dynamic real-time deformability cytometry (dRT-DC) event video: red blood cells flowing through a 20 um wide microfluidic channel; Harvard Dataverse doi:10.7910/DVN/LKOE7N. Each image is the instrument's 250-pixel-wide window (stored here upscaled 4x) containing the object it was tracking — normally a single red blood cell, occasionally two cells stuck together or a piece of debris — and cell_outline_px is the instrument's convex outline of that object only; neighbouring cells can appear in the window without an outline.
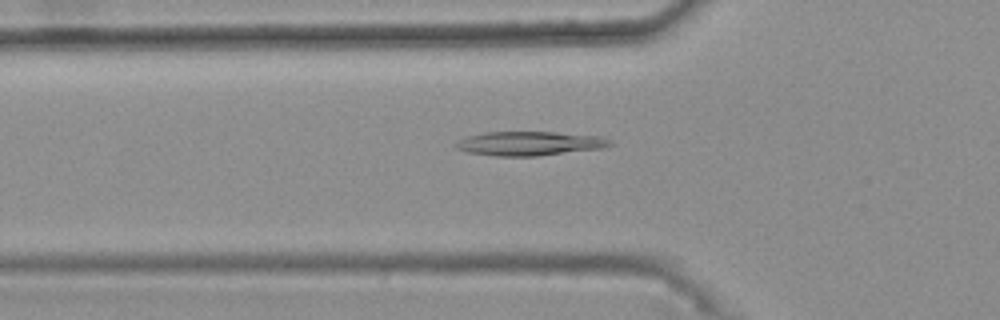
{"species": "common noctule bat (a hibernating species)", "species_latin": "Nyctalus noctula", "temperature_condition": "warm", "stored_images_in_passage": 48, "camera_frame_rate_fps": 3000, "um_per_image_px": 0.085, "animal": {"sex": "female", "body_mass_g": 25.1}, "frame": {"image": 1, "passage_image": 18, "time_ms": 5.667, "image_size_px": [1000, 320], "cell_outline_px": [[616, 144], [604, 148], [536, 156], [496, 156], [468, 152], [456, 148], [456, 144], [460, 140], [468, 136], [484, 132], [556, 132], [600, 136], [612, 140]], "centroid_in_image_um": [45.09, 12.19], "position_along_channel_um": 80.7, "area_um2": 21.68}}
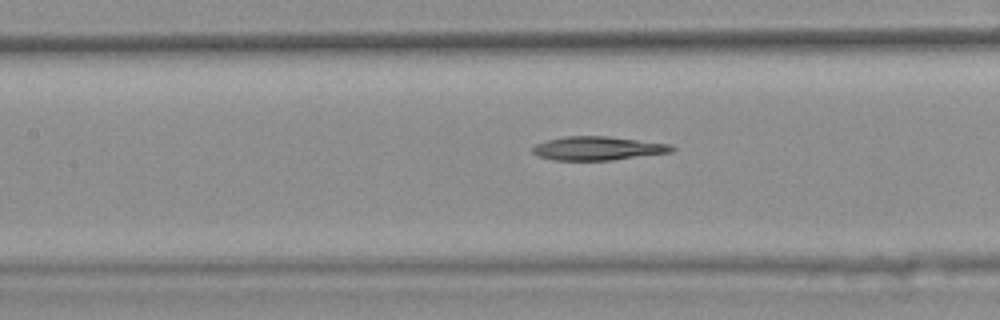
{"frame": {"image": 2, "passage_image": 24, "time_ms": 7.667, "image_size_px": [1000, 320], "cell_outline_px": [[676, 148], [672, 152], [612, 160], [552, 160], [540, 156], [532, 152], [532, 148], [536, 144], [548, 140], [564, 136], [608, 136], [672, 144]], "centroid_in_image_um": [50.85, 12.6], "position_along_channel_um": 156.6, "area_um2": 19.25}}
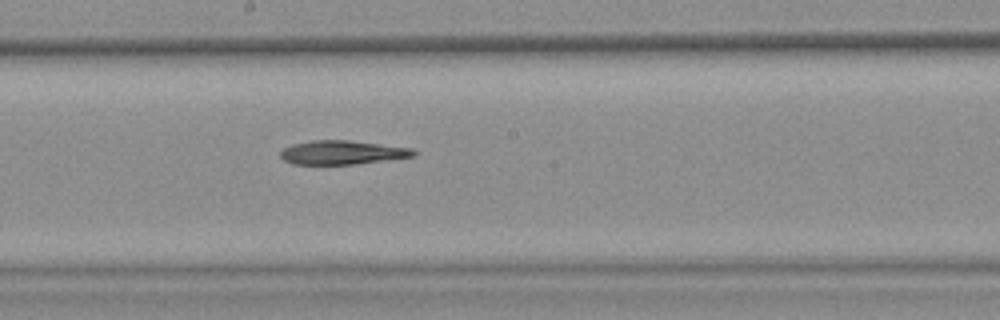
{"frame": {"image": 3, "passage_image": 29, "time_ms": 9.333, "image_size_px": [1000, 320], "cell_outline_px": [[416, 156], [356, 164], [292, 164], [284, 160], [280, 156], [280, 152], [284, 148], [292, 144], [312, 140], [348, 140], [412, 148], [416, 152]], "centroid_in_image_um": [29.08, 12.96], "position_along_channel_um": 219.1, "area_um2": 18.5}}